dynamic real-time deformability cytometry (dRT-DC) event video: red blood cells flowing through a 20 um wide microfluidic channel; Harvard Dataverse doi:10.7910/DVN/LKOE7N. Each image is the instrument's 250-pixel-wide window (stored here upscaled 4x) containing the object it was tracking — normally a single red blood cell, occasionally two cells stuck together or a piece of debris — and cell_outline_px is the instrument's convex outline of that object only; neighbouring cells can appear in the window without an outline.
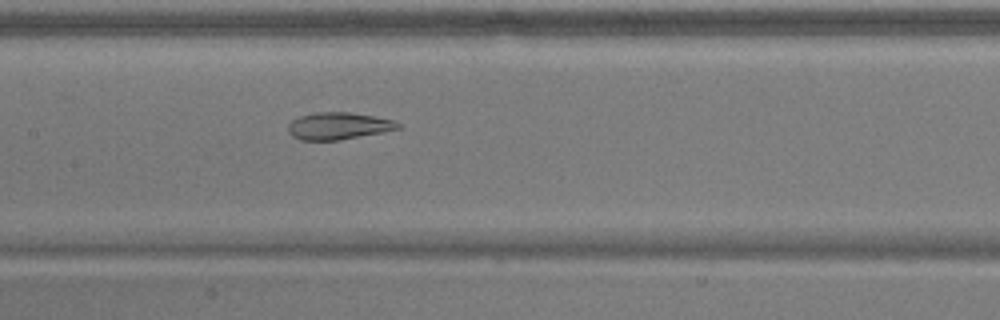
{"species": "common noctule bat (a hibernating species)", "species_latin": "Nyctalus noctula", "temperature_condition": "warm", "stored_images_in_passage": 47, "camera_frame_rate_fps": 3000, "um_per_image_px": 0.085, "animal": {"sex": "male", "body_mass_g": 17.9}, "frame": {"image": 1, "passage_image": 18, "time_ms": 5.667, "image_size_px": [1000, 320], "cell_outline_px": [[400, 128], [380, 132], [336, 140], [300, 140], [292, 136], [288, 132], [288, 124], [292, 120], [300, 116], [316, 112], [348, 112], [376, 116], [396, 120], [400, 124]], "centroid_in_image_um": [28.75, 10.69], "position_along_channel_um": 178.7, "area_um2": 17.22}}
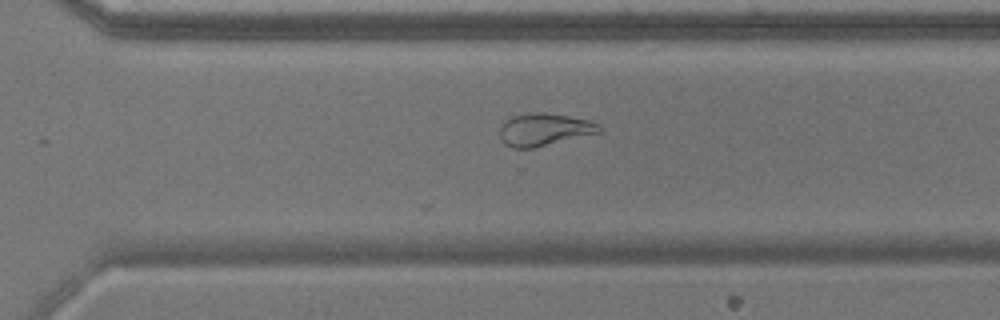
{"frame": {"image": 2, "passage_image": 30, "time_ms": 9.667, "image_size_px": [1000, 320], "cell_outline_px": [[604, 132], [532, 148], [512, 148], [504, 144], [500, 136], [500, 128], [512, 116], [540, 112], [544, 112], [568, 116], [588, 120], [600, 124], [604, 128]], "centroid_in_image_um": [46.33, 11.02], "position_along_channel_um": 324.3, "area_um2": 18.79}}
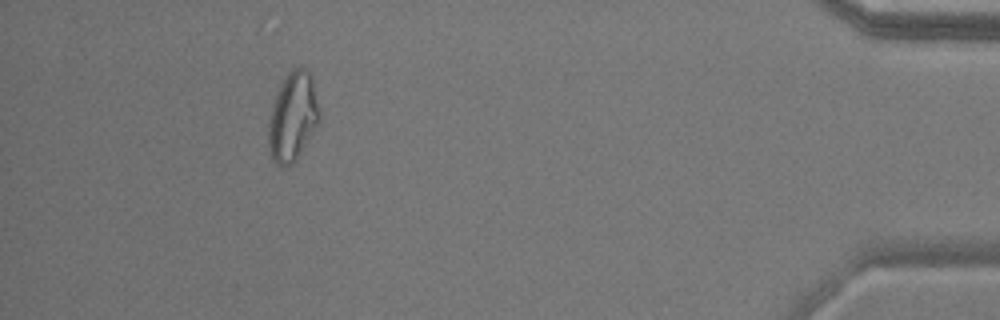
{"frame": {"image": 3, "passage_image": 42, "time_ms": 13.667, "image_size_px": [1000, 320], "cell_outline_px": [[320, 120], [296, 160], [292, 164], [276, 164], [272, 160], [268, 144], [268, 124], [272, 104], [276, 92], [280, 84], [288, 72], [292, 68], [304, 68], [312, 76], [320, 112]], "centroid_in_image_um": [24.88, 9.9], "position_along_channel_um": 410.3, "area_um2": 26.3}, "authors_computed_cell_mechanics": {"area_um2": 22.6576, "velocity_mm_per_s": 3.652, "shape_relaxation_time_tau1_ms": null, "shape_relaxation_time_tau2_ms": 1.9981, "deformation_change_tau1": null, "deformation_change_tau2": 0.0736}}